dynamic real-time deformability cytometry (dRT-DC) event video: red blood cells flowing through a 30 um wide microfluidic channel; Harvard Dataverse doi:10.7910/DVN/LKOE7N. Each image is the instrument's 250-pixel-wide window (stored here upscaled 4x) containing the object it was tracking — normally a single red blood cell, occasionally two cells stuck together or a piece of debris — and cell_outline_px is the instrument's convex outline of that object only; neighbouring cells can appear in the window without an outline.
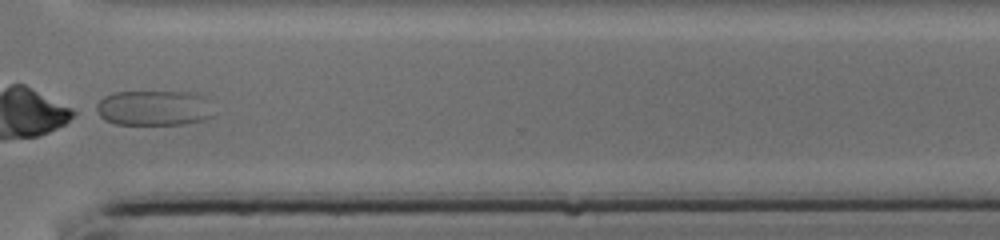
{"species": "common noctule bat (a hibernating species)", "species_latin": "Nyctalus noctula", "temperature_condition": "cold", "stored_images_in_passage": 32, "camera_frame_rate_fps": 3000, "um_per_image_px": 0.085, "animal": {"sex": "female", "body_mass_g": 17.0, "forearm_length_mm": 48.0}, "frame": {"image": 1, "passage_image": 23, "time_ms": 7.333, "image_size_px": [1000, 240], "cell_outline_px": [[212, 116], [204, 120], [184, 124], [116, 124], [104, 120], [100, 116], [96, 108], [96, 104], [104, 96], [112, 92], [184, 92], [204, 96]], "centroid_in_image_um": [13.01, 9.18], "position_along_channel_um": 357.6, "area_um2": 23.81}}